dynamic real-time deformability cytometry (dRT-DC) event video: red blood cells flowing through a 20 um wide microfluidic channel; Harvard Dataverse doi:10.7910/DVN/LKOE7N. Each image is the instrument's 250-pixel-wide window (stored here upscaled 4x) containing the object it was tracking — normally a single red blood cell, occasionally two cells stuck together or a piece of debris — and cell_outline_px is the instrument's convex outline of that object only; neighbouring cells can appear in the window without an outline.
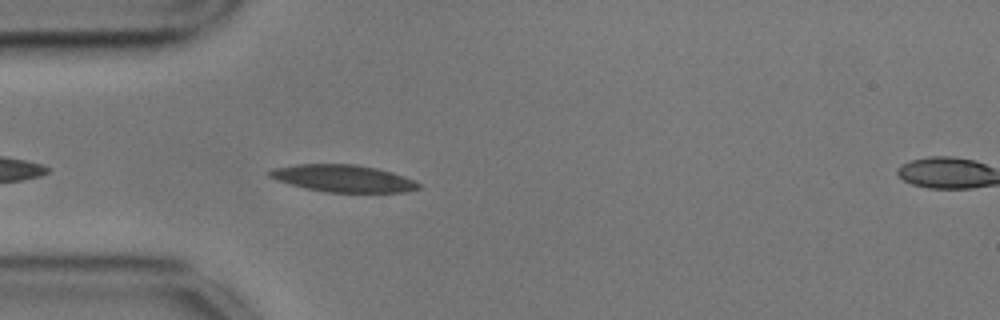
{"species": "common noctule bat (a hibernating species)", "species_latin": "Nyctalus noctula", "temperature_condition": "cold", "stored_images_in_passage": 5, "camera_frame_rate_fps": 3000, "um_per_image_px": 0.085, "animal": {"sex": "male", "body_mass_g": 17.9, "forearm_length_mm": 54.2}, "frame": {"image": 1, "passage_image": 4, "time_ms": 1.0, "image_size_px": [1000, 320], "cell_outline_px": [[420, 188], [404, 192], [328, 192], [308, 188], [276, 180], [268, 176], [268, 172], [272, 168], [296, 164], [356, 164], [376, 168], [392, 172], [404, 176], [420, 184]], "centroid_in_image_um": [29.16, 15.15], "position_along_channel_um": 55.8, "area_um2": 23.35}}